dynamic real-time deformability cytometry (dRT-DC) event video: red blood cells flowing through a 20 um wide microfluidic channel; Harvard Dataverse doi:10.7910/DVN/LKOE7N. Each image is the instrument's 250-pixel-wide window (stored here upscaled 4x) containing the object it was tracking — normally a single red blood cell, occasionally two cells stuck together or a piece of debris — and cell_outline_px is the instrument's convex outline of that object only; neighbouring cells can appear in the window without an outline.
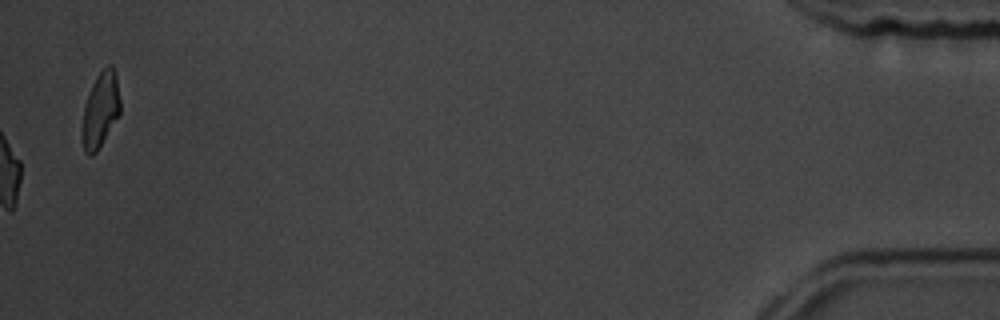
{"species": "common noctule bat (a hibernating species)", "species_latin": "Nyctalus noctula", "temperature_condition": "room temperature", "stored_images_in_passage": 55, "camera_frame_rate_fps": 3000, "um_per_image_px": 0.085, "animal": {"sex": "male", "body_mass_g": 19.5, "forearm_length_mm": 54.6}, "frame": {"image": 1, "passage_image": 55, "time_ms": 18.0, "image_size_px": [1000, 320], "cell_outline_px": [[120, 116], [96, 152], [92, 156], [88, 156], [84, 152], [80, 140], [80, 132], [84, 104], [92, 84], [96, 76], [108, 64], [112, 64], [116, 72], [120, 100]], "centroid_in_image_um": [8.51, 9.38], "position_along_channel_um": 426.7, "area_um2": 17.34}, "authors_computed_cell_mechanics": {"area_um2": 16.9932, "velocity_mm_per_s": 3.7792, "shape_relaxation_time_tau1_ms": 3.9807, "shape_relaxation_time_tau2_ms": 1.8861, "deformation_change_tau1": 0.1449, "deformation_change_tau2": 0.0827}}